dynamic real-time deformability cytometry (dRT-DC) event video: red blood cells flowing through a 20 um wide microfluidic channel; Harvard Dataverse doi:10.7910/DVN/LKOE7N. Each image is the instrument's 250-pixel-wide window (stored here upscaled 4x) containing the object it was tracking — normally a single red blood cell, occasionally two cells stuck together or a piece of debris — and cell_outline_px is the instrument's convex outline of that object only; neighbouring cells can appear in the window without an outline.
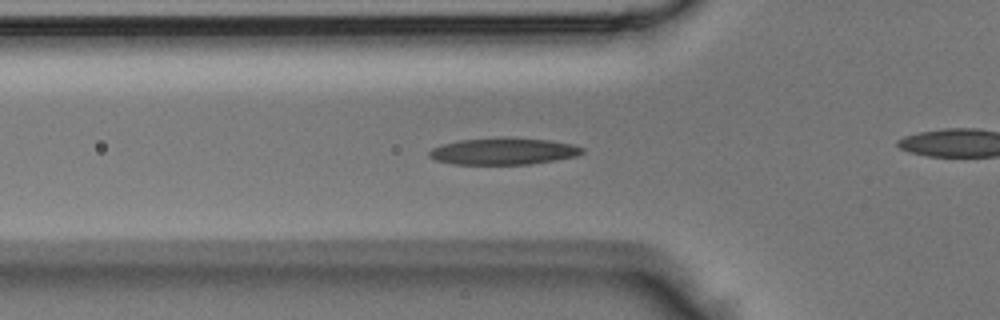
{"species": "Egyptian fruit bat (a non-hibernating species)", "species_latin": "Rousettus aegyptiacus", "temperature_condition": "room temperature", "stored_images_in_passage": 44, "camera_frame_rate_fps": 3000, "um_per_image_px": 0.085, "animal": {"sex": "male"}, "frame": {"image": 1, "passage_image": 14, "time_ms": 4.333, "image_size_px": [1000, 320], "cell_outline_px": [[584, 152], [576, 156], [528, 164], [452, 164], [436, 160], [428, 156], [428, 152], [432, 148], [444, 144], [460, 140], [496, 136], [504, 136], [552, 140], [572, 144], [584, 148]], "centroid_in_image_um": [42.78, 12.83], "position_along_channel_um": 83.0, "area_um2": 24.1}}
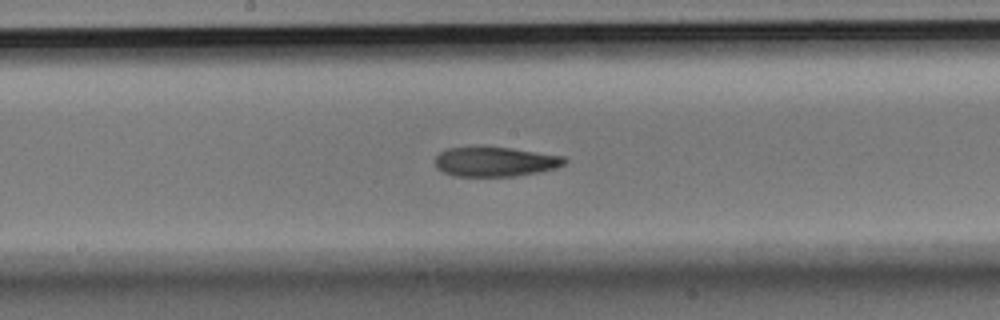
{"frame": {"image": 2, "passage_image": 22, "time_ms": 7.0, "image_size_px": [1000, 320], "cell_outline_px": [[568, 160], [564, 164], [556, 168], [536, 172], [512, 176], [452, 176], [436, 168], [432, 160], [440, 152], [448, 148], [480, 144], [484, 144], [512, 148], [564, 156]], "centroid_in_image_um": [42.01, 13.7], "position_along_channel_um": 206.2, "area_um2": 23.12}}
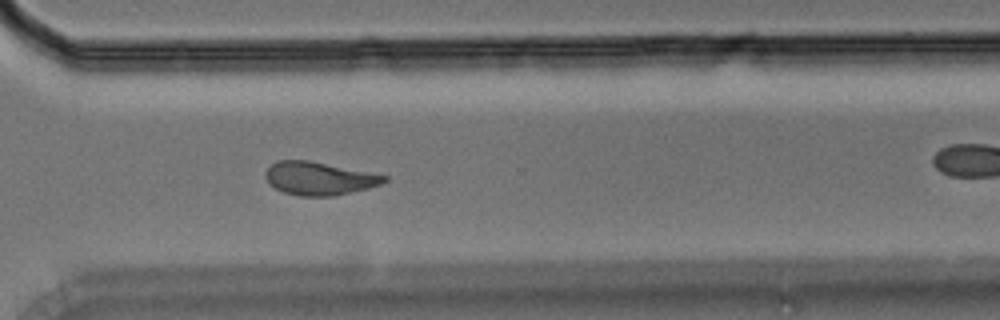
{"frame": {"image": 3, "passage_image": 31, "time_ms": 10.0, "image_size_px": [1000, 320], "cell_outline_px": [[388, 180], [380, 184], [368, 188], [336, 196], [300, 196], [284, 192], [276, 188], [264, 176], [264, 172], [276, 160], [308, 160], [372, 172], [388, 176]], "centroid_in_image_um": [27.15, 15.16], "position_along_channel_um": 343.4, "area_um2": 22.95}}